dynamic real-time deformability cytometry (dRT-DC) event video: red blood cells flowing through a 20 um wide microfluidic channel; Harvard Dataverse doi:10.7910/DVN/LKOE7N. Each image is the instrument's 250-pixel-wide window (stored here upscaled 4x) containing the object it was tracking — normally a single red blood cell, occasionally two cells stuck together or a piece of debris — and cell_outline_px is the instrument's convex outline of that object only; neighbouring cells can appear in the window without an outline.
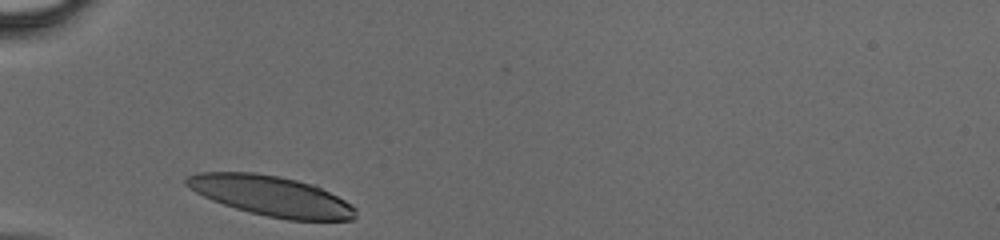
{"species": "human", "species_latin": "Homo sapiens", "temperature_condition": "cold", "stored_images_in_passage": 24, "camera_frame_rate_fps": 3000, "um_per_image_px": 0.085, "donor": {"sex": "male"}, "frame": {"image": 1, "passage_image": 1, "time_ms": 0.0, "image_size_px": [1000, 240], "cell_outline_px": [[356, 216], [352, 220], [288, 220], [268, 216], [236, 208], [212, 200], [196, 192], [184, 184], [184, 180], [188, 176], [196, 172], [256, 172], [280, 176], [316, 184], [352, 204], [356, 208]], "centroid_in_image_um": [23.09, 16.64], "position_along_channel_um": 61.9, "area_um2": 39.71}}
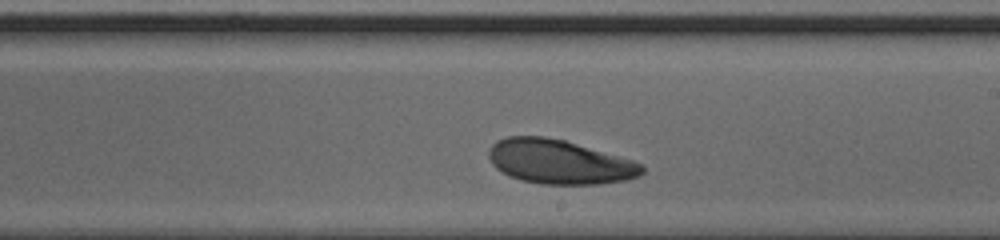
{"frame": {"image": 2, "passage_image": 14, "time_ms": 4.333, "image_size_px": [1000, 240], "cell_outline_px": [[644, 172], [640, 176], [624, 180], [600, 184], [540, 184], [520, 180], [508, 176], [496, 168], [492, 164], [488, 156], [488, 148], [496, 140], [508, 136], [544, 136], [564, 140], [632, 160], [640, 164], [644, 168]], "centroid_in_image_um": [47.49, 13.76], "position_along_channel_um": 241.5, "area_um2": 39.54}}
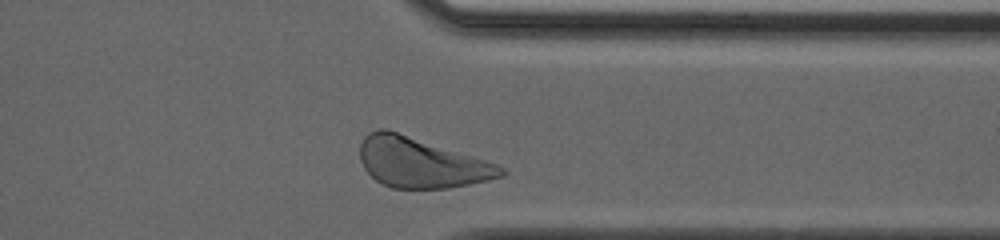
{"frame": {"image": 3, "passage_image": 23, "time_ms": 7.333, "image_size_px": [1000, 240], "cell_outline_px": [[508, 172], [504, 176], [468, 184], [448, 188], [392, 188], [376, 180], [364, 168], [360, 160], [360, 144], [364, 136], [368, 132], [380, 128], [384, 128], [484, 160], [496, 164], [504, 168]], "centroid_in_image_um": [35.75, 13.83], "position_along_channel_um": 375.6, "area_um2": 40.4}}